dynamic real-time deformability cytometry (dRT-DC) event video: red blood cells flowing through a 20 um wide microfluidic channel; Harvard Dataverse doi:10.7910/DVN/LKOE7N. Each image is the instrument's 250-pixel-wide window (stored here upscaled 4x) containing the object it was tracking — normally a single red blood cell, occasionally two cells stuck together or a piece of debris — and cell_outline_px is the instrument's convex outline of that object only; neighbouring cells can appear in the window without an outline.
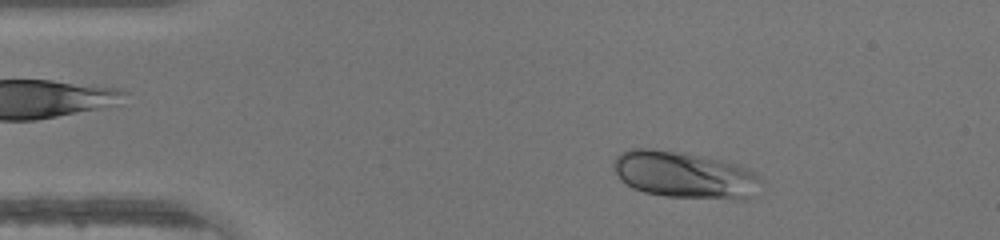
{"species": "human", "species_latin": "Homo sapiens", "temperature_condition": "warm", "stored_images_in_passage": 42, "camera_frame_rate_fps": 3000, "um_per_image_px": 0.085, "donor": {"sex": "male"}, "frame": {"image": 1, "passage_image": 4, "time_ms": 1.0, "image_size_px": [1000, 240], "cell_outline_px": [[764, 180], [752, 196], [748, 200], [732, 200], [664, 196], [644, 192], [632, 188], [620, 180], [612, 164], [616, 156], [620, 152], [628, 148], [652, 148], [684, 152], [740, 164], [748, 168], [760, 176]], "centroid_in_image_um": [58.22, 14.87], "position_along_channel_um": 26.8, "area_um2": 41.15}}
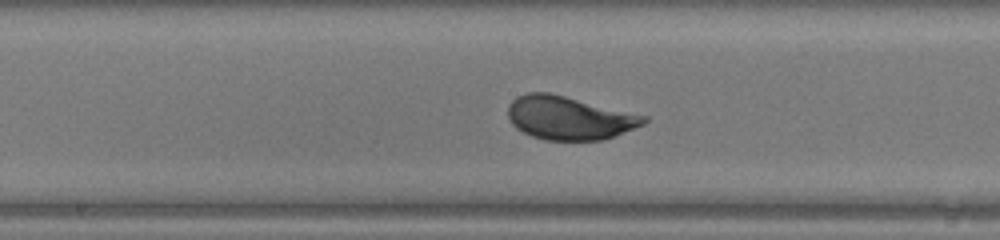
{"frame": {"image": 2, "passage_image": 20, "time_ms": 6.333, "image_size_px": [1000, 240], "cell_outline_px": [[648, 120], [644, 124], [604, 140], [544, 140], [532, 136], [516, 128], [512, 124], [508, 116], [508, 104], [516, 96], [528, 92], [548, 92], [648, 116]], "centroid_in_image_um": [48.36, 10.02], "position_along_channel_um": 199.8, "area_um2": 34.33}}
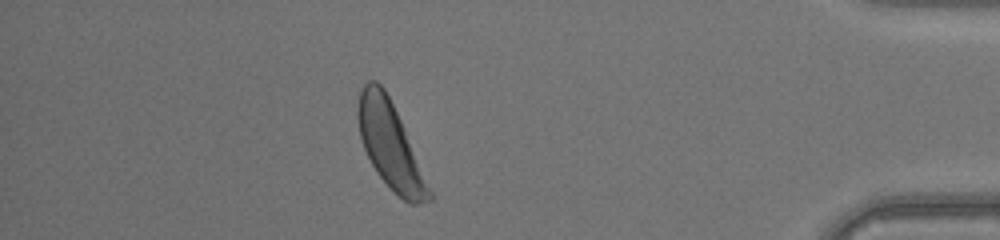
{"frame": {"image": 3, "passage_image": 37, "time_ms": 12.0, "image_size_px": [1000, 240], "cell_outline_px": [[432, 200], [416, 204], [408, 204], [376, 172], [364, 148], [360, 136], [356, 112], [360, 88], [368, 80], [376, 80], [384, 88], [404, 128], [432, 192]], "centroid_in_image_um": [33.14, 12.32], "position_along_channel_um": 402.1, "area_um2": 34.97}}